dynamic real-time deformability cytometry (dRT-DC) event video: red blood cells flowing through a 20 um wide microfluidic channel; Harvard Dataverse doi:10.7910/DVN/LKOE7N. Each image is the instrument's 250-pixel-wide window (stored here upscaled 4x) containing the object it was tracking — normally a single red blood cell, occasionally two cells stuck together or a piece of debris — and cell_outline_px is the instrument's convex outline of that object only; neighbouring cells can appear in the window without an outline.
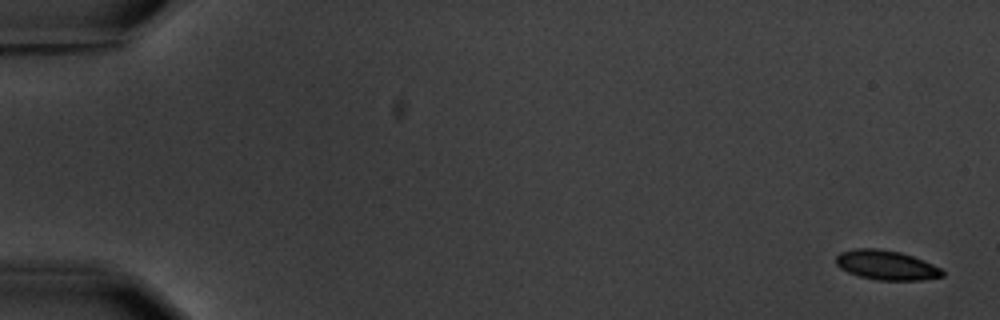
{"species": "common noctule bat (a hibernating species)", "species_latin": "Nyctalus noctula", "temperature_condition": "warm", "stored_images_in_passage": 9, "camera_frame_rate_fps": 3000, "um_per_image_px": 0.085, "animal": {"sex": "male", "body_mass_g": 20.1, "forearm_length_mm": 53.5}, "frame": {"image": 1, "passage_image": 1, "time_ms": 0.0, "image_size_px": [1000, 320], "cell_outline_px": [[944, 276], [920, 280], [880, 280], [860, 276], [848, 272], [840, 268], [836, 264], [836, 256], [840, 252], [856, 248], [876, 248], [900, 252], [912, 256], [932, 264], [940, 268], [944, 272]], "centroid_in_image_um": [75.32, 22.53], "position_along_channel_um": 9.7, "area_um2": 18.15}}
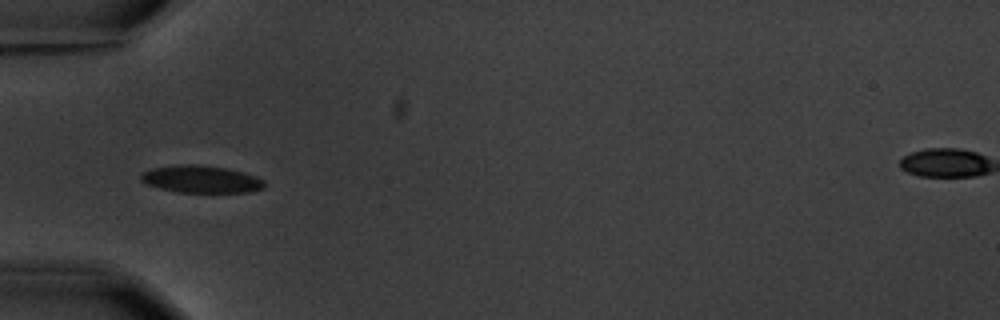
{"frame": {"image": 2, "passage_image": 6, "time_ms": 6.0, "image_size_px": [1000, 320], "cell_outline_px": [[264, 188], [248, 192], [176, 192], [160, 188], [148, 184], [140, 180], [140, 176], [144, 172], [152, 168], [176, 164], [196, 164], [228, 168], [256, 176], [264, 180]], "centroid_in_image_um": [17.09, 15.22], "position_along_channel_um": 67.9, "area_um2": 19.65}}
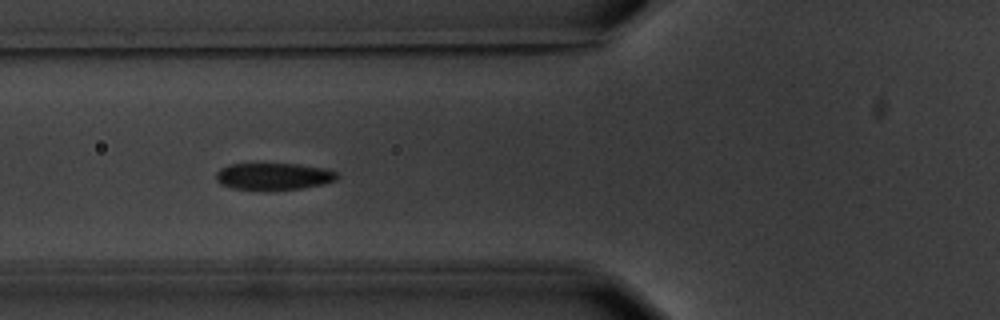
{"frame": {"image": 3, "passage_image": 7, "time_ms": 7.0, "image_size_px": [1000, 320], "cell_outline_px": [[340, 176], [336, 180], [320, 184], [300, 188], [272, 192], [268, 192], [232, 188], [220, 184], [216, 180], [216, 172], [220, 168], [228, 164], [296, 164], [324, 168], [336, 172]], "centroid_in_image_um": [23.21, 15.02], "position_along_channel_um": 102.6, "area_um2": 19.42}}